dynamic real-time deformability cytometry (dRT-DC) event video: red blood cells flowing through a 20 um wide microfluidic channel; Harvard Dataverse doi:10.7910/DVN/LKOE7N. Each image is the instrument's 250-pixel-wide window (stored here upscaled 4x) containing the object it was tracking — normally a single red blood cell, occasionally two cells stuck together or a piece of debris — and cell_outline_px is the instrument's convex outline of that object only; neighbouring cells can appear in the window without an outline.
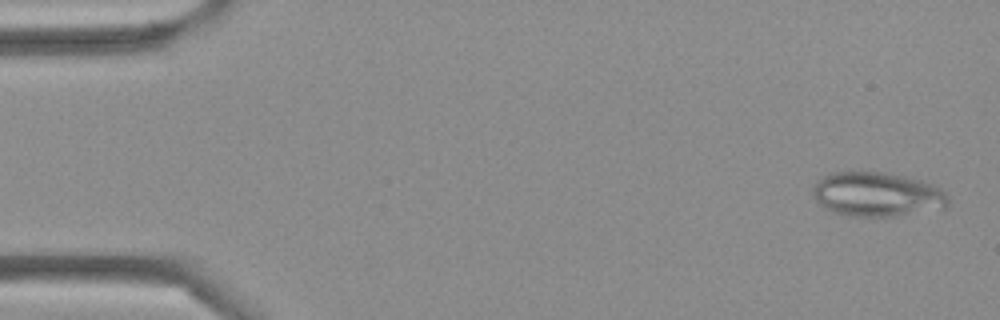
{"species": "Egyptian fruit bat (a non-hibernating species)", "species_latin": "Rousettus aegyptiacus", "temperature_condition": "cold", "stored_images_in_passage": 4, "camera_frame_rate_fps": 3000, "um_per_image_px": 0.085, "frame": {"image": 1, "passage_image": 1, "time_ms": 0.0, "image_size_px": [1000, 320], "cell_outline_px": [[948, 204], [944, 208], [896, 216], [852, 216], [836, 212], [820, 204], [812, 196], [812, 188], [828, 172], [888, 172], [924, 180], [936, 184], [948, 196]], "centroid_in_image_um": [74.59, 16.5], "position_along_channel_um": 10.4, "area_um2": 35.08}}